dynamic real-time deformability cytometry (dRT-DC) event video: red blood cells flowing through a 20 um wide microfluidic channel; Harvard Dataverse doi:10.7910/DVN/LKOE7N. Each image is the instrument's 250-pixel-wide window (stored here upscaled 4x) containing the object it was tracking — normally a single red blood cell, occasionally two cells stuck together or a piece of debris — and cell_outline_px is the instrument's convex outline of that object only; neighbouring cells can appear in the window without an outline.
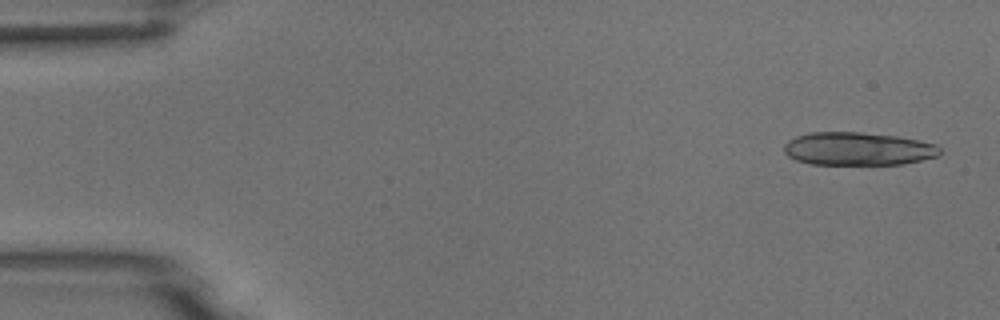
{"species": "common noctule bat (a hibernating species)", "species_latin": "Nyctalus noctula", "temperature_condition": "room temperature", "stored_images_in_passage": 9, "camera_frame_rate_fps": 3000, "um_per_image_px": 0.085, "animal": {"sex": "male", "body_mass_g": 18.8}, "frame": {"image": 1, "passage_image": 1, "time_ms": 0.0, "image_size_px": [1000, 320], "cell_outline_px": [[940, 152], [936, 156], [904, 164], [812, 164], [796, 160], [788, 156], [784, 152], [784, 144], [788, 140], [796, 136], [812, 132], [860, 132], [896, 136], [920, 140], [936, 144], [940, 148]], "centroid_in_image_um": [72.91, 12.64], "position_along_channel_um": 12.1, "area_um2": 30.0}}